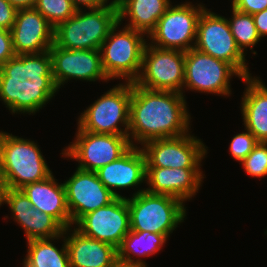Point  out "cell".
Returning <instances> with one entry per match:
<instances>
[{
	"mask_svg": "<svg viewBox=\"0 0 267 267\" xmlns=\"http://www.w3.org/2000/svg\"><path fill=\"white\" fill-rule=\"evenodd\" d=\"M60 238H63L64 243L58 249L51 242ZM27 244V255L22 267H70L64 231L56 238L32 239Z\"/></svg>",
	"mask_w": 267,
	"mask_h": 267,
	"instance_id": "484cf974",
	"label": "cell"
},
{
	"mask_svg": "<svg viewBox=\"0 0 267 267\" xmlns=\"http://www.w3.org/2000/svg\"><path fill=\"white\" fill-rule=\"evenodd\" d=\"M74 142L63 149L65 158L78 161L77 168L96 172L119 159L131 147L128 135L90 133L77 127Z\"/></svg>",
	"mask_w": 267,
	"mask_h": 267,
	"instance_id": "8fae6325",
	"label": "cell"
},
{
	"mask_svg": "<svg viewBox=\"0 0 267 267\" xmlns=\"http://www.w3.org/2000/svg\"><path fill=\"white\" fill-rule=\"evenodd\" d=\"M184 72V51L163 49L146 43L141 71L134 83L151 90L183 94Z\"/></svg>",
	"mask_w": 267,
	"mask_h": 267,
	"instance_id": "ba28073f",
	"label": "cell"
},
{
	"mask_svg": "<svg viewBox=\"0 0 267 267\" xmlns=\"http://www.w3.org/2000/svg\"><path fill=\"white\" fill-rule=\"evenodd\" d=\"M54 175L24 185L20 190L28 197L33 207L52 216L64 229L71 227L64 183H57Z\"/></svg>",
	"mask_w": 267,
	"mask_h": 267,
	"instance_id": "7402d4cb",
	"label": "cell"
},
{
	"mask_svg": "<svg viewBox=\"0 0 267 267\" xmlns=\"http://www.w3.org/2000/svg\"><path fill=\"white\" fill-rule=\"evenodd\" d=\"M118 9V22L129 16L125 27L144 33L147 36L155 28L160 17L171 5L170 0H115Z\"/></svg>",
	"mask_w": 267,
	"mask_h": 267,
	"instance_id": "cb8c5ba5",
	"label": "cell"
},
{
	"mask_svg": "<svg viewBox=\"0 0 267 267\" xmlns=\"http://www.w3.org/2000/svg\"><path fill=\"white\" fill-rule=\"evenodd\" d=\"M15 55L11 31L0 28V66Z\"/></svg>",
	"mask_w": 267,
	"mask_h": 267,
	"instance_id": "d6a6232c",
	"label": "cell"
},
{
	"mask_svg": "<svg viewBox=\"0 0 267 267\" xmlns=\"http://www.w3.org/2000/svg\"><path fill=\"white\" fill-rule=\"evenodd\" d=\"M232 18L228 20L230 30L237 47L245 54L247 47L253 51V46L261 40L259 37L252 15L240 12L232 8Z\"/></svg>",
	"mask_w": 267,
	"mask_h": 267,
	"instance_id": "4316f807",
	"label": "cell"
},
{
	"mask_svg": "<svg viewBox=\"0 0 267 267\" xmlns=\"http://www.w3.org/2000/svg\"><path fill=\"white\" fill-rule=\"evenodd\" d=\"M64 235L70 267H114L118 263L117 249L112 245L86 237L71 227L64 229Z\"/></svg>",
	"mask_w": 267,
	"mask_h": 267,
	"instance_id": "44dd1931",
	"label": "cell"
},
{
	"mask_svg": "<svg viewBox=\"0 0 267 267\" xmlns=\"http://www.w3.org/2000/svg\"><path fill=\"white\" fill-rule=\"evenodd\" d=\"M242 81L247 86L240 107L245 129L258 142L267 143V87L258 77L249 76Z\"/></svg>",
	"mask_w": 267,
	"mask_h": 267,
	"instance_id": "603a6c76",
	"label": "cell"
},
{
	"mask_svg": "<svg viewBox=\"0 0 267 267\" xmlns=\"http://www.w3.org/2000/svg\"><path fill=\"white\" fill-rule=\"evenodd\" d=\"M114 267H146L143 265H125V264H121V263H117Z\"/></svg>",
	"mask_w": 267,
	"mask_h": 267,
	"instance_id": "74e56055",
	"label": "cell"
},
{
	"mask_svg": "<svg viewBox=\"0 0 267 267\" xmlns=\"http://www.w3.org/2000/svg\"><path fill=\"white\" fill-rule=\"evenodd\" d=\"M34 8L39 11L54 28L71 18L77 11L72 0H37Z\"/></svg>",
	"mask_w": 267,
	"mask_h": 267,
	"instance_id": "83f0119b",
	"label": "cell"
},
{
	"mask_svg": "<svg viewBox=\"0 0 267 267\" xmlns=\"http://www.w3.org/2000/svg\"><path fill=\"white\" fill-rule=\"evenodd\" d=\"M232 8L253 15L267 9V0H232Z\"/></svg>",
	"mask_w": 267,
	"mask_h": 267,
	"instance_id": "1f68e13d",
	"label": "cell"
},
{
	"mask_svg": "<svg viewBox=\"0 0 267 267\" xmlns=\"http://www.w3.org/2000/svg\"><path fill=\"white\" fill-rule=\"evenodd\" d=\"M55 28L35 8L19 9L11 28L16 55L47 52L54 44Z\"/></svg>",
	"mask_w": 267,
	"mask_h": 267,
	"instance_id": "e0dca14e",
	"label": "cell"
},
{
	"mask_svg": "<svg viewBox=\"0 0 267 267\" xmlns=\"http://www.w3.org/2000/svg\"><path fill=\"white\" fill-rule=\"evenodd\" d=\"M7 187L4 181L3 176L0 173V206L2 204H4L5 202V191H6Z\"/></svg>",
	"mask_w": 267,
	"mask_h": 267,
	"instance_id": "8d00e7d4",
	"label": "cell"
},
{
	"mask_svg": "<svg viewBox=\"0 0 267 267\" xmlns=\"http://www.w3.org/2000/svg\"><path fill=\"white\" fill-rule=\"evenodd\" d=\"M240 163L245 172L252 177L267 176V143L258 142Z\"/></svg>",
	"mask_w": 267,
	"mask_h": 267,
	"instance_id": "f1b7e54d",
	"label": "cell"
},
{
	"mask_svg": "<svg viewBox=\"0 0 267 267\" xmlns=\"http://www.w3.org/2000/svg\"><path fill=\"white\" fill-rule=\"evenodd\" d=\"M167 239L168 236L164 234L130 230L117 249V261L125 265H143L147 267L146 262L141 260L140 257H149L158 253ZM132 254L137 256L138 259L133 258V260L132 257L134 256Z\"/></svg>",
	"mask_w": 267,
	"mask_h": 267,
	"instance_id": "d4e9b609",
	"label": "cell"
},
{
	"mask_svg": "<svg viewBox=\"0 0 267 267\" xmlns=\"http://www.w3.org/2000/svg\"><path fill=\"white\" fill-rule=\"evenodd\" d=\"M17 9L8 0H0V28L11 30L14 25Z\"/></svg>",
	"mask_w": 267,
	"mask_h": 267,
	"instance_id": "4dcf8cb0",
	"label": "cell"
},
{
	"mask_svg": "<svg viewBox=\"0 0 267 267\" xmlns=\"http://www.w3.org/2000/svg\"><path fill=\"white\" fill-rule=\"evenodd\" d=\"M120 25L118 22L110 30L100 47L102 66L109 79L134 82L141 71L147 39L144 33L125 26L118 31Z\"/></svg>",
	"mask_w": 267,
	"mask_h": 267,
	"instance_id": "8992f818",
	"label": "cell"
},
{
	"mask_svg": "<svg viewBox=\"0 0 267 267\" xmlns=\"http://www.w3.org/2000/svg\"><path fill=\"white\" fill-rule=\"evenodd\" d=\"M252 17L256 26L257 33L262 39V37L267 35V9L254 13Z\"/></svg>",
	"mask_w": 267,
	"mask_h": 267,
	"instance_id": "836d02e7",
	"label": "cell"
},
{
	"mask_svg": "<svg viewBox=\"0 0 267 267\" xmlns=\"http://www.w3.org/2000/svg\"><path fill=\"white\" fill-rule=\"evenodd\" d=\"M99 180L116 197H123L116 189L137 186L146 183V159L140 146H132L119 159L96 171Z\"/></svg>",
	"mask_w": 267,
	"mask_h": 267,
	"instance_id": "ffe728a7",
	"label": "cell"
},
{
	"mask_svg": "<svg viewBox=\"0 0 267 267\" xmlns=\"http://www.w3.org/2000/svg\"><path fill=\"white\" fill-rule=\"evenodd\" d=\"M74 228L86 237L97 239L118 249L130 231L127 197H117L110 204L83 215L75 223Z\"/></svg>",
	"mask_w": 267,
	"mask_h": 267,
	"instance_id": "5bb4252c",
	"label": "cell"
},
{
	"mask_svg": "<svg viewBox=\"0 0 267 267\" xmlns=\"http://www.w3.org/2000/svg\"><path fill=\"white\" fill-rule=\"evenodd\" d=\"M146 167L201 168L207 146L190 133L178 137L155 139L141 147Z\"/></svg>",
	"mask_w": 267,
	"mask_h": 267,
	"instance_id": "4fadbf2b",
	"label": "cell"
},
{
	"mask_svg": "<svg viewBox=\"0 0 267 267\" xmlns=\"http://www.w3.org/2000/svg\"><path fill=\"white\" fill-rule=\"evenodd\" d=\"M4 203L9 205L14 221L25 231L27 241L56 238L64 231V228L52 216L33 207L20 189L7 188Z\"/></svg>",
	"mask_w": 267,
	"mask_h": 267,
	"instance_id": "d6986e66",
	"label": "cell"
},
{
	"mask_svg": "<svg viewBox=\"0 0 267 267\" xmlns=\"http://www.w3.org/2000/svg\"><path fill=\"white\" fill-rule=\"evenodd\" d=\"M71 227L83 215L104 207L117 197L99 180L96 172L77 168L64 182Z\"/></svg>",
	"mask_w": 267,
	"mask_h": 267,
	"instance_id": "2e32d148",
	"label": "cell"
},
{
	"mask_svg": "<svg viewBox=\"0 0 267 267\" xmlns=\"http://www.w3.org/2000/svg\"><path fill=\"white\" fill-rule=\"evenodd\" d=\"M49 52L53 79L58 89L71 79L89 82L110 80L103 69L100 50H68L54 43Z\"/></svg>",
	"mask_w": 267,
	"mask_h": 267,
	"instance_id": "9a60e30c",
	"label": "cell"
},
{
	"mask_svg": "<svg viewBox=\"0 0 267 267\" xmlns=\"http://www.w3.org/2000/svg\"><path fill=\"white\" fill-rule=\"evenodd\" d=\"M85 12V13H84ZM118 23L116 1L109 6L77 9L54 30V43L63 49L100 50L110 30Z\"/></svg>",
	"mask_w": 267,
	"mask_h": 267,
	"instance_id": "277c9868",
	"label": "cell"
},
{
	"mask_svg": "<svg viewBox=\"0 0 267 267\" xmlns=\"http://www.w3.org/2000/svg\"><path fill=\"white\" fill-rule=\"evenodd\" d=\"M72 2H73V5L77 9H84V8H81L82 6L83 7L85 6V9L86 8L87 9H97V8L112 5L115 2V0H112L110 3L108 0H72Z\"/></svg>",
	"mask_w": 267,
	"mask_h": 267,
	"instance_id": "e575fe53",
	"label": "cell"
},
{
	"mask_svg": "<svg viewBox=\"0 0 267 267\" xmlns=\"http://www.w3.org/2000/svg\"><path fill=\"white\" fill-rule=\"evenodd\" d=\"M204 175L200 168L146 167L145 190L152 194L168 195L184 202L196 195Z\"/></svg>",
	"mask_w": 267,
	"mask_h": 267,
	"instance_id": "ac0fdd59",
	"label": "cell"
},
{
	"mask_svg": "<svg viewBox=\"0 0 267 267\" xmlns=\"http://www.w3.org/2000/svg\"><path fill=\"white\" fill-rule=\"evenodd\" d=\"M131 96L132 82L116 85L81 113L78 127L90 133L128 135Z\"/></svg>",
	"mask_w": 267,
	"mask_h": 267,
	"instance_id": "52a82bcc",
	"label": "cell"
},
{
	"mask_svg": "<svg viewBox=\"0 0 267 267\" xmlns=\"http://www.w3.org/2000/svg\"><path fill=\"white\" fill-rule=\"evenodd\" d=\"M57 91L49 51L15 55L0 66V99L13 114H35Z\"/></svg>",
	"mask_w": 267,
	"mask_h": 267,
	"instance_id": "7a4b0ae2",
	"label": "cell"
},
{
	"mask_svg": "<svg viewBox=\"0 0 267 267\" xmlns=\"http://www.w3.org/2000/svg\"><path fill=\"white\" fill-rule=\"evenodd\" d=\"M209 10L205 8L199 17L194 48L231 64L244 78L251 76L246 54L237 47L228 18Z\"/></svg>",
	"mask_w": 267,
	"mask_h": 267,
	"instance_id": "30bf717a",
	"label": "cell"
},
{
	"mask_svg": "<svg viewBox=\"0 0 267 267\" xmlns=\"http://www.w3.org/2000/svg\"><path fill=\"white\" fill-rule=\"evenodd\" d=\"M246 132L236 134L231 140L229 150L231 156L241 162L258 144L256 137L247 129Z\"/></svg>",
	"mask_w": 267,
	"mask_h": 267,
	"instance_id": "f546056e",
	"label": "cell"
},
{
	"mask_svg": "<svg viewBox=\"0 0 267 267\" xmlns=\"http://www.w3.org/2000/svg\"><path fill=\"white\" fill-rule=\"evenodd\" d=\"M130 211V230L148 231L168 237L184 221V202L168 195L152 194L144 189L127 198Z\"/></svg>",
	"mask_w": 267,
	"mask_h": 267,
	"instance_id": "5b68a950",
	"label": "cell"
},
{
	"mask_svg": "<svg viewBox=\"0 0 267 267\" xmlns=\"http://www.w3.org/2000/svg\"><path fill=\"white\" fill-rule=\"evenodd\" d=\"M244 77L229 63L216 59L196 48L185 52L183 88L221 96L231 95L230 79Z\"/></svg>",
	"mask_w": 267,
	"mask_h": 267,
	"instance_id": "7c38bea8",
	"label": "cell"
},
{
	"mask_svg": "<svg viewBox=\"0 0 267 267\" xmlns=\"http://www.w3.org/2000/svg\"><path fill=\"white\" fill-rule=\"evenodd\" d=\"M204 5L192 2L170 5L146 38L153 46L188 51L195 47L197 24Z\"/></svg>",
	"mask_w": 267,
	"mask_h": 267,
	"instance_id": "9c48e42d",
	"label": "cell"
},
{
	"mask_svg": "<svg viewBox=\"0 0 267 267\" xmlns=\"http://www.w3.org/2000/svg\"><path fill=\"white\" fill-rule=\"evenodd\" d=\"M8 1L17 10L26 9V8H34L37 3V0H8Z\"/></svg>",
	"mask_w": 267,
	"mask_h": 267,
	"instance_id": "d590c367",
	"label": "cell"
},
{
	"mask_svg": "<svg viewBox=\"0 0 267 267\" xmlns=\"http://www.w3.org/2000/svg\"><path fill=\"white\" fill-rule=\"evenodd\" d=\"M35 141L0 132V173L7 188L42 181L52 175Z\"/></svg>",
	"mask_w": 267,
	"mask_h": 267,
	"instance_id": "3957f363",
	"label": "cell"
},
{
	"mask_svg": "<svg viewBox=\"0 0 267 267\" xmlns=\"http://www.w3.org/2000/svg\"><path fill=\"white\" fill-rule=\"evenodd\" d=\"M186 104L183 94L151 90L132 82L128 130L131 145L188 134L191 117Z\"/></svg>",
	"mask_w": 267,
	"mask_h": 267,
	"instance_id": "6da1fadb",
	"label": "cell"
}]
</instances>
